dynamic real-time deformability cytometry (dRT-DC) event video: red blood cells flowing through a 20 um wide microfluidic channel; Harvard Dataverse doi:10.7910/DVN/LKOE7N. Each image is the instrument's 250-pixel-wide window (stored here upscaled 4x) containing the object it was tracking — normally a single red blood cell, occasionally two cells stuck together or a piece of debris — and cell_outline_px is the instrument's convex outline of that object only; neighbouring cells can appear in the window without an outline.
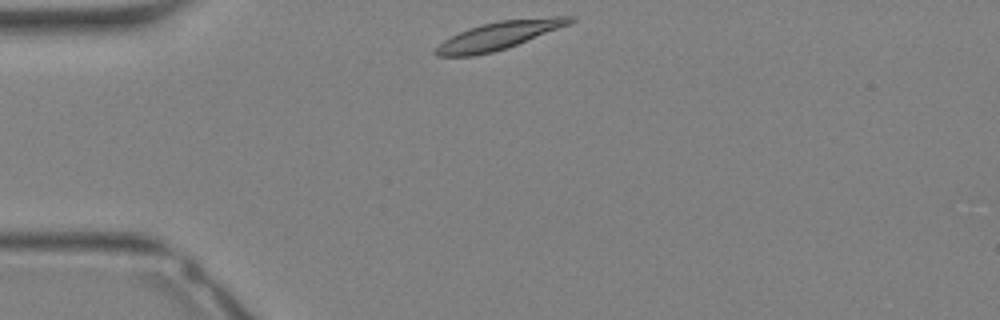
{"species": "Egyptian fruit bat (a non-hibernating species)", "species_latin": "Rousettus aegyptiacus", "temperature_condition": "warm", "stored_images_in_passage": 26, "camera_frame_rate_fps": 3000, "um_per_image_px": 0.085, "animal": {"sex": "female"}, "frame": {"image": 1, "passage_image": 1, "time_ms": 0.0, "image_size_px": [1000, 320], "cell_outline_px": [[576, 20], [568, 24], [508, 48], [492, 52], [472, 56], [436, 56], [432, 52], [444, 40], [468, 28], [480, 24], [500, 20], [552, 16], [576, 16]], "centroid_in_image_um": [42.4, 3.01], "position_along_channel_um": 42.6, "area_um2": 21.73}}
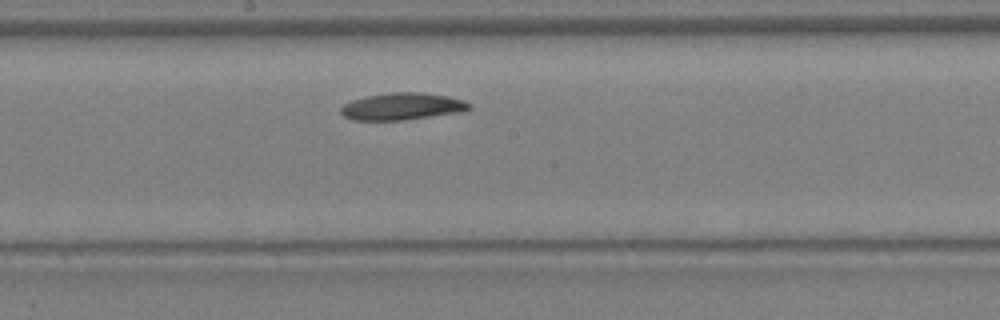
{"frame": {"image": 2, "passage_image": 11, "time_ms": 3.333, "image_size_px": [1000, 320], "cell_outline_px": [[472, 108], [460, 112], [400, 120], [352, 120], [344, 116], [340, 112], [340, 108], [344, 104], [352, 100], [368, 96], [388, 92], [420, 92], [448, 96], [472, 104]], "centroid_in_image_um": [34.16, 9.04], "position_along_channel_um": 214.0, "area_um2": 20.06}}
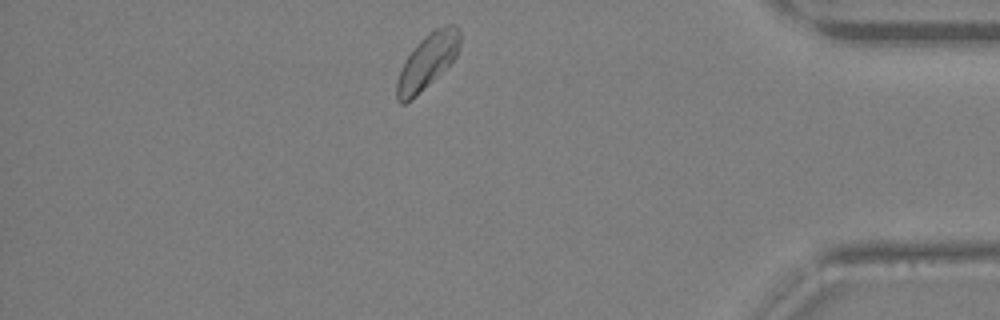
{"frame": {"image": 3, "passage_image": 22, "time_ms": 7.0, "image_size_px": [1000, 320], "cell_outline_px": [[460, 48], [456, 56], [412, 100], [404, 104], [400, 104], [396, 100], [396, 80], [408, 56], [424, 36], [428, 32], [436, 28], [448, 24], [456, 24], [460, 28]], "centroid_in_image_um": [36.33, 5.2], "position_along_channel_um": 398.9, "area_um2": 19.83}}